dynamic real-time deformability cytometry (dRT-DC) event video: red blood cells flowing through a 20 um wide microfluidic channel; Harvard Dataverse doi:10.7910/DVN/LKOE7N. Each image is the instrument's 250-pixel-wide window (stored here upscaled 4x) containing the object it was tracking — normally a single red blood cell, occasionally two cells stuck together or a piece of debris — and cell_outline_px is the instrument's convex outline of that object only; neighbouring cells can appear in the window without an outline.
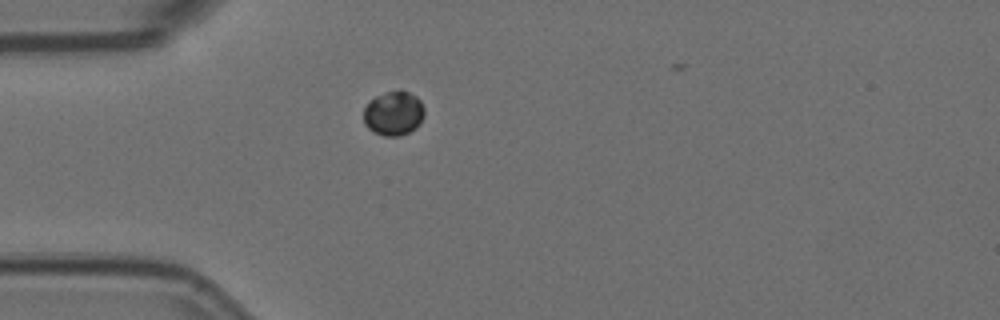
{"species": "Egyptian fruit bat (a non-hibernating species)", "species_latin": "Rousettus aegyptiacus", "temperature_condition": "room temperature", "stored_images_in_passage": 1, "camera_frame_rate_fps": 3000, "um_per_image_px": 0.085, "animal": {"sex": "female"}, "frame": {"image": 1, "passage_image": 1, "time_ms": 0.0, "image_size_px": [1000, 320], "cell_outline_px": [[424, 116], [420, 124], [416, 128], [400, 136], [384, 136], [372, 132], [364, 124], [364, 108], [368, 100], [384, 92], [408, 92], [416, 96], [420, 100], [424, 108]], "centroid_in_image_um": [33.44, 9.66], "position_along_channel_um": 51.6, "area_um2": 15.78}}